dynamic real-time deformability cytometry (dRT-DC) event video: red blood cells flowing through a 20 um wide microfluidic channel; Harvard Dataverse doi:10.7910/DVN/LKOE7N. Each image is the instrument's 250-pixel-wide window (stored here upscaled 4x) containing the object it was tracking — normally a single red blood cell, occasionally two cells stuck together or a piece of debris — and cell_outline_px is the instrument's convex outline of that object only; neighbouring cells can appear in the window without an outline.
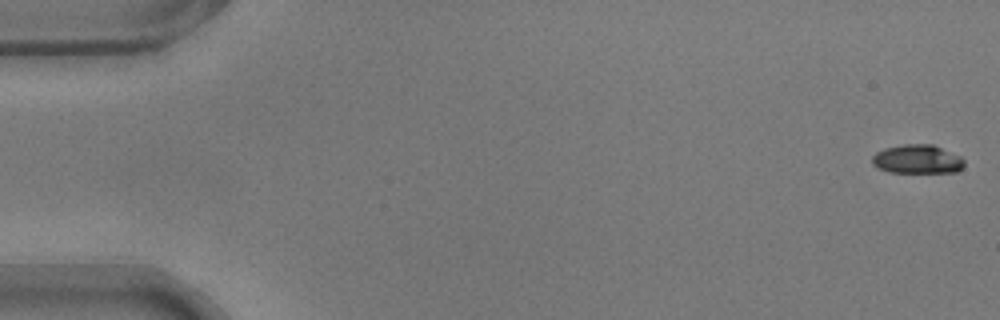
{"species": "common noctule bat (a hibernating species)", "species_latin": "Nyctalus noctula", "temperature_condition": "warm", "stored_images_in_passage": 13, "camera_frame_rate_fps": 3000, "um_per_image_px": 0.085, "animal": {"sex": "male", "body_mass_g": 17.9}, "frame": {"image": 1, "passage_image": 1, "time_ms": 0.0, "image_size_px": [1000, 320], "cell_outline_px": [[964, 164], [956, 172], [888, 172], [876, 168], [872, 164], [872, 156], [876, 152], [884, 148], [904, 144], [932, 144], [960, 156], [964, 160]], "centroid_in_image_um": [77.92, 13.53], "position_along_channel_um": 7.1, "area_um2": 15.49}}